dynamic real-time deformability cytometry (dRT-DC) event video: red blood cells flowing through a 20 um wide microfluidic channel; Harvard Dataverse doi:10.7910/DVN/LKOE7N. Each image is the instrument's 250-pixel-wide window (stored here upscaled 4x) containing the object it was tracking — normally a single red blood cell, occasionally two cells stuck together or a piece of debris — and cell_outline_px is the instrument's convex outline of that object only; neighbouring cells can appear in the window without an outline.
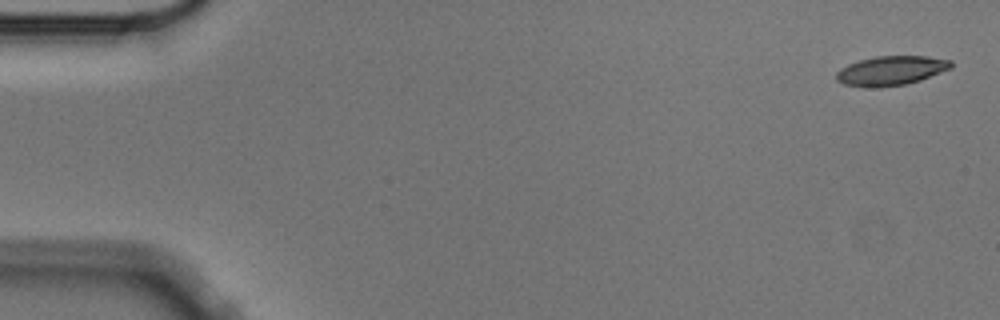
{"species": "Egyptian fruit bat (a non-hibernating species)", "species_latin": "Rousettus aegyptiacus", "temperature_condition": "cold", "stored_images_in_passage": 5, "camera_frame_rate_fps": 3000, "um_per_image_px": 0.085, "animal": {"sex": "male"}, "frame": {"image": 1, "passage_image": 1, "time_ms": 0.0, "image_size_px": [1000, 320], "cell_outline_px": [[952, 68], [920, 80], [904, 84], [880, 88], [864, 88], [844, 84], [836, 80], [836, 72], [840, 68], [848, 64], [860, 60], [876, 56], [928, 56], [952, 60]], "centroid_in_image_um": [75.72, 6.01], "position_along_channel_um": 9.3, "area_um2": 19.83}}
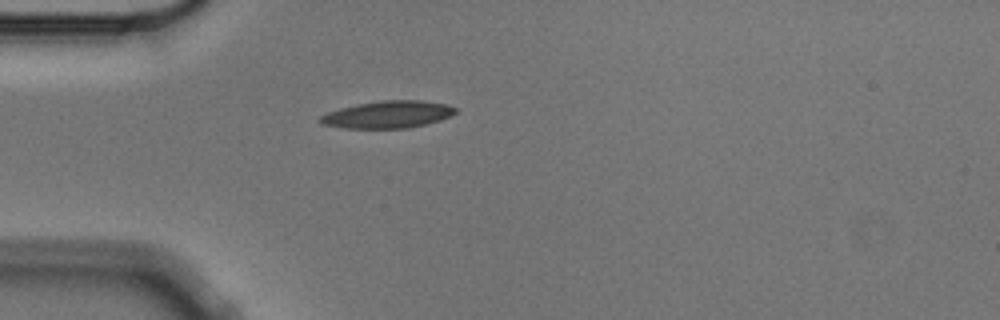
{"frame": {"image": 2, "passage_image": 5, "time_ms": 1.333, "image_size_px": [1000, 320], "cell_outline_px": [[456, 112], [440, 120], [408, 128], [344, 128], [324, 124], [316, 120], [320, 116], [328, 112], [340, 108], [356, 104], [380, 100], [420, 100], [444, 104], [456, 108]], "centroid_in_image_um": [32.92, 9.73], "position_along_channel_um": 52.1, "area_um2": 21.27}}